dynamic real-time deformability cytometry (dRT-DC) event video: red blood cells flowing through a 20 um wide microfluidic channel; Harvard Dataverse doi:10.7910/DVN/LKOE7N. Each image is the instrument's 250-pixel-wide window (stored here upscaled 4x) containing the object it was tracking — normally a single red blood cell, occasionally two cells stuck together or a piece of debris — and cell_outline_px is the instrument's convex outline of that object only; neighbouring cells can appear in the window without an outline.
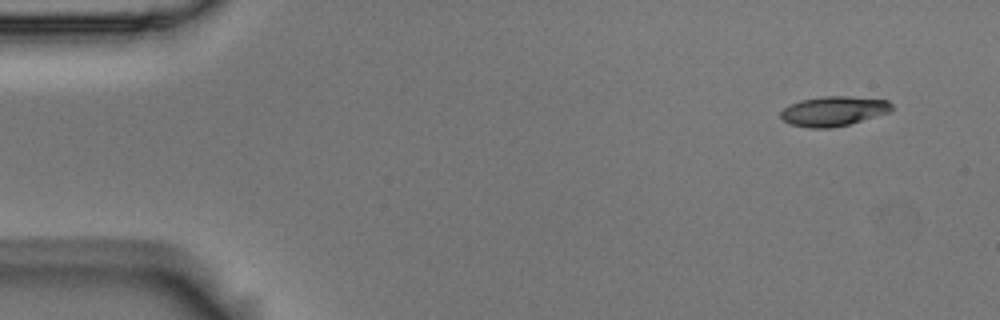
{"species": "Egyptian fruit bat (a non-hibernating species)", "species_latin": "Rousettus aegyptiacus", "temperature_condition": "room temperature", "stored_images_in_passage": 5, "segment_of_instrument_passage": [1, 2], "camera_frame_rate_fps": 3000, "um_per_image_px": 0.085, "animal": {"sex": "male"}, "frame": {"image": 1, "passage_image": 1, "time_ms": 0.0, "image_size_px": [1000, 320], "cell_outline_px": [[892, 112], [848, 124], [828, 128], [808, 128], [792, 124], [784, 120], [780, 116], [780, 112], [784, 108], [800, 100], [824, 96], [848, 96], [888, 100], [892, 104]], "centroid_in_image_um": [70.88, 9.44], "position_along_channel_um": 14.1, "area_um2": 19.13}}
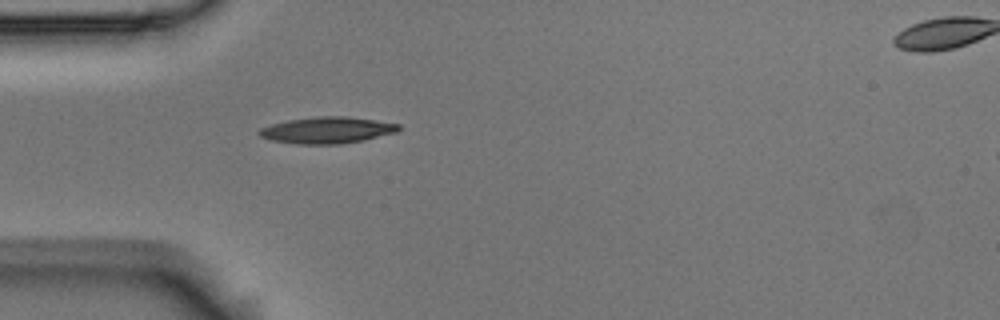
{"frame": {"image": 2, "passage_image": 4, "time_ms": 1.0, "image_size_px": [1000, 320], "cell_outline_px": [[400, 128], [396, 132], [364, 140], [340, 144], [296, 144], [272, 140], [260, 136], [256, 132], [260, 128], [272, 124], [288, 120], [320, 116], [348, 116], [376, 120], [400, 124]], "centroid_in_image_um": [27.8, 11.06], "position_along_channel_um": 57.2, "area_um2": 21.5}}